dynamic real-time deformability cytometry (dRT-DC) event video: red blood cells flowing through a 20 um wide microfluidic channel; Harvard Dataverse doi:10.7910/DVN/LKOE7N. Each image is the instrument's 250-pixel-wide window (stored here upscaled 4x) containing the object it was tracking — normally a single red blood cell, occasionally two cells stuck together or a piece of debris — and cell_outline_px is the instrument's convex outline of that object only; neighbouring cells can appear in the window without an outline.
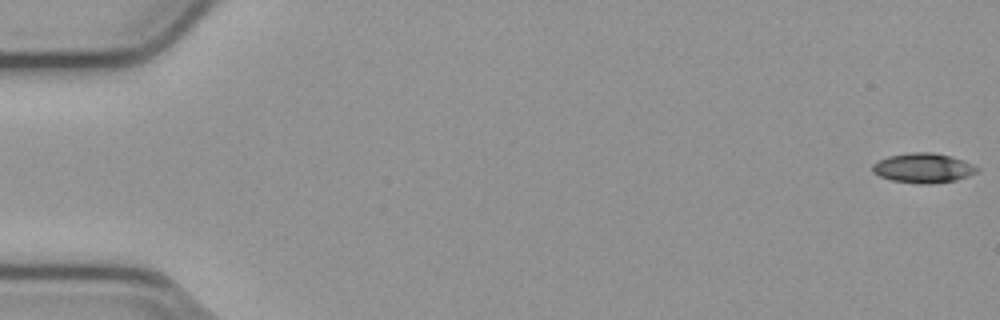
{"species": "common noctule bat (a hibernating species)", "species_latin": "Nyctalus noctula", "temperature_condition": "cold", "stored_images_in_passage": 14, "camera_frame_rate_fps": 3000, "um_per_image_px": 0.085, "animal": {"sex": "male", "body_mass_g": 23.1, "forearm_length_mm": 52.7}, "frame": {"image": 1, "passage_image": 1, "time_ms": 0.0, "image_size_px": [1000, 320], "cell_outline_px": [[980, 168], [976, 172], [968, 176], [956, 180], [928, 184], [920, 184], [892, 180], [880, 176], [872, 172], [872, 164], [888, 156], [912, 152], [932, 152], [952, 156], [972, 164]], "centroid_in_image_um": [78.47, 14.28], "position_along_channel_um": 6.5, "area_um2": 18.03}}